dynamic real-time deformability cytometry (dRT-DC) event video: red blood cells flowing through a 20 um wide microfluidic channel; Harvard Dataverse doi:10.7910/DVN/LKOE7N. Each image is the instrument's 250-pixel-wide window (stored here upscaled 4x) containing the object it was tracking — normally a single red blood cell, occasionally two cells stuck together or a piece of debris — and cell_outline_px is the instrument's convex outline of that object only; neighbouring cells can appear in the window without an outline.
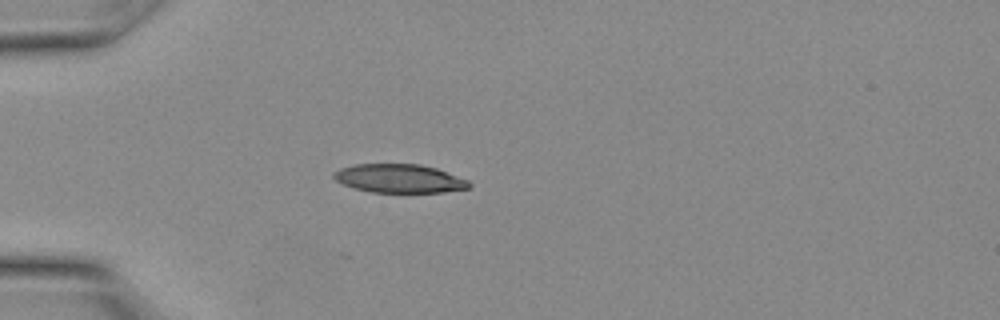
{"species": "Egyptian fruit bat (a non-hibernating species)", "species_latin": "Rousettus aegyptiacus", "temperature_condition": "warm", "stored_images_in_passage": 15, "camera_frame_rate_fps": 3000, "um_per_image_px": 0.085, "animal": {"sex": "female"}, "frame": {"image": 1, "passage_image": 7, "time_ms": 2.0, "image_size_px": [1000, 320], "cell_outline_px": [[472, 184], [468, 188], [444, 192], [372, 192], [352, 188], [336, 180], [332, 176], [332, 172], [340, 168], [356, 164], [420, 164], [436, 168], [468, 180]], "centroid_in_image_um": [33.92, 15.17], "position_along_channel_um": 51.1, "area_um2": 22.54}}
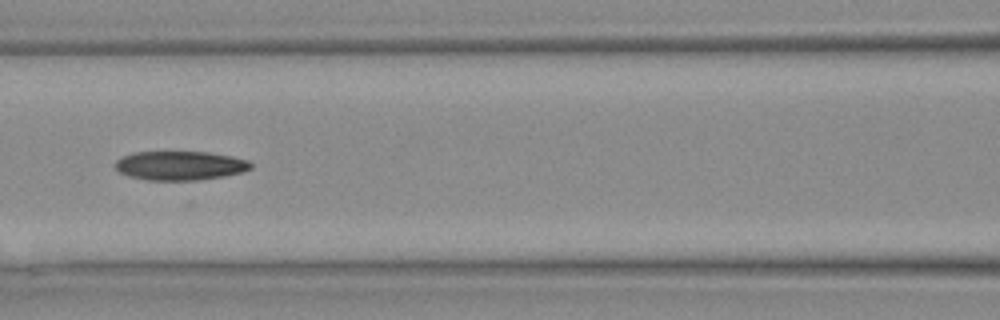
{"frame": {"image": 2, "passage_image": 12, "time_ms": 3.667, "image_size_px": [1000, 320], "cell_outline_px": [[252, 168], [240, 172], [224, 176], [196, 180], [148, 180], [128, 176], [120, 172], [112, 164], [120, 156], [132, 152], [208, 152], [232, 156], [248, 160], [252, 164]], "centroid_in_image_um": [15.25, 14.07], "position_along_channel_um": 151.3, "area_um2": 23.06}}
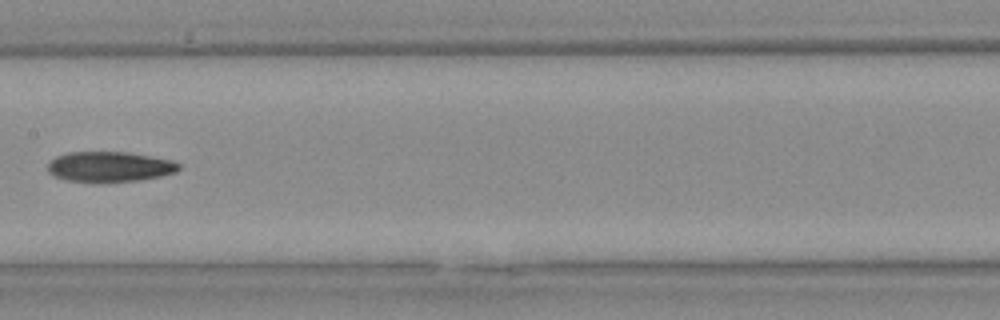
{"frame": {"image": 3, "passage_image": 14, "time_ms": 4.333, "image_size_px": [1000, 320], "cell_outline_px": [[180, 168], [176, 172], [160, 176], [140, 180], [68, 180], [56, 176], [48, 172], [48, 164], [56, 156], [68, 152], [124, 152], [172, 160], [180, 164]], "centroid_in_image_um": [9.34, 14.14], "position_along_channel_um": 198.1, "area_um2": 22.31}}